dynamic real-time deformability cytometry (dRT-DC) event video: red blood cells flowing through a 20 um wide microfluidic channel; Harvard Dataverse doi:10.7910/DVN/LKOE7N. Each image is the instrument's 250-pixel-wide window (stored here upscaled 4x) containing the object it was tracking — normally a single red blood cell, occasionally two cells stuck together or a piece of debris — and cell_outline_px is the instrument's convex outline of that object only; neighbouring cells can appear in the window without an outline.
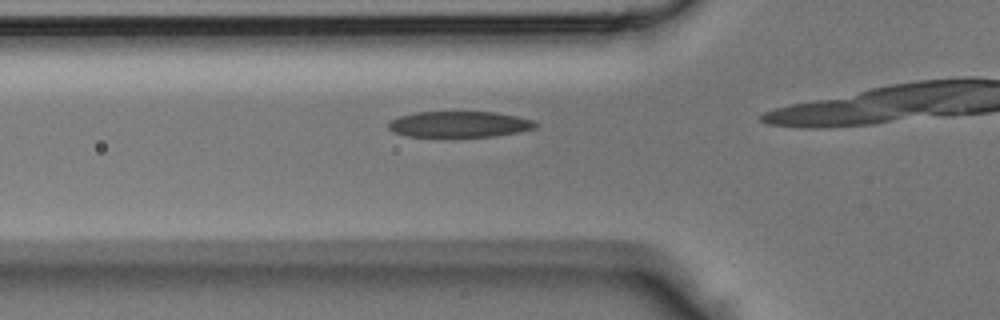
{"species": "Egyptian fruit bat (a non-hibernating species)", "species_latin": "Rousettus aegyptiacus", "temperature_condition": "room temperature", "stored_images_in_passage": 9, "camera_frame_rate_fps": 3000, "um_per_image_px": 0.085, "animal": {"sex": "male"}, "frame": {"image": 1, "passage_image": 6, "time_ms": 1.667, "image_size_px": [1000, 320], "cell_outline_px": [[540, 124], [536, 128], [520, 132], [496, 136], [408, 136], [392, 132], [388, 128], [388, 124], [392, 120], [400, 116], [416, 112], [492, 112], [516, 116], [536, 120]], "centroid_in_image_um": [39.11, 10.56], "position_along_channel_um": 86.7, "area_um2": 22.25}}
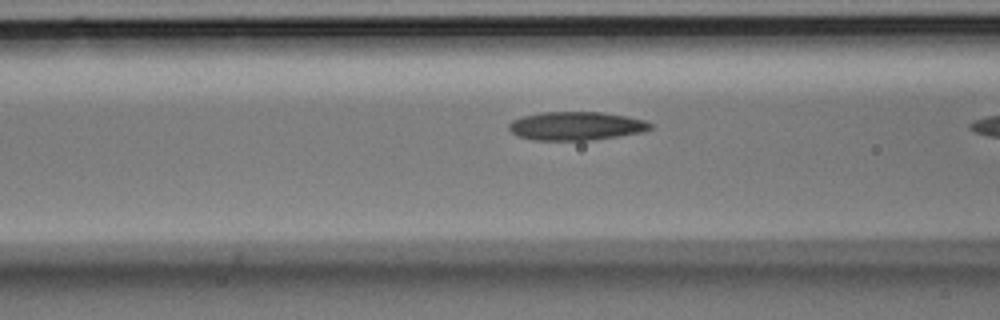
{"frame": {"image": 2, "passage_image": 8, "time_ms": 2.333, "image_size_px": [1000, 320], "cell_outline_px": [[656, 124], [652, 128], [644, 132], [592, 140], [536, 140], [516, 136], [508, 128], [508, 124], [512, 120], [524, 116], [544, 112], [604, 112], [628, 116], [644, 120]], "centroid_in_image_um": [49.02, 10.7], "position_along_channel_um": 117.6, "area_um2": 23.7}}